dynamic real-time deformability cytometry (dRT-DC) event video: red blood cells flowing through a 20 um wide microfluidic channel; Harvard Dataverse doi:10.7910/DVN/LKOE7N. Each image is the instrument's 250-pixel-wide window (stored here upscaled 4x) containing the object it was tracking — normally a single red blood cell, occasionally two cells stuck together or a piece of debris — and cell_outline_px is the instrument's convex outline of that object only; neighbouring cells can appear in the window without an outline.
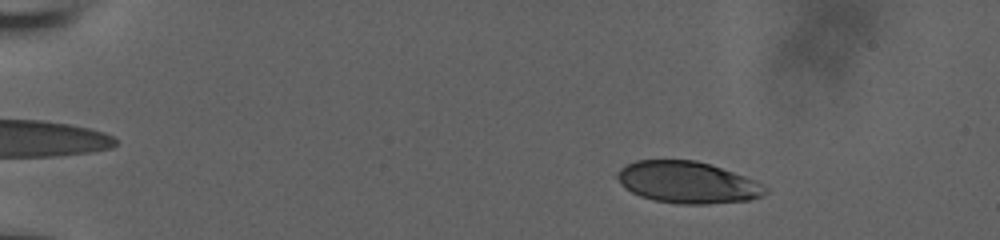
{"species": "human", "species_latin": "Homo sapiens", "temperature_condition": "room temperature", "stored_images_in_passage": 35, "camera_frame_rate_fps": 3000, "um_per_image_px": 0.085, "donor": {"sex": "male"}, "frame": {"image": 1, "passage_image": 9, "time_ms": 2.667, "image_size_px": [1000, 240], "cell_outline_px": [[768, 192], [760, 196], [748, 200], [708, 204], [676, 204], [652, 200], [640, 196], [624, 188], [620, 184], [616, 176], [616, 172], [620, 168], [636, 160], [696, 160], [744, 176], [768, 188]], "centroid_in_image_um": [58.38, 15.51], "position_along_channel_um": 26.6, "area_um2": 35.84}}
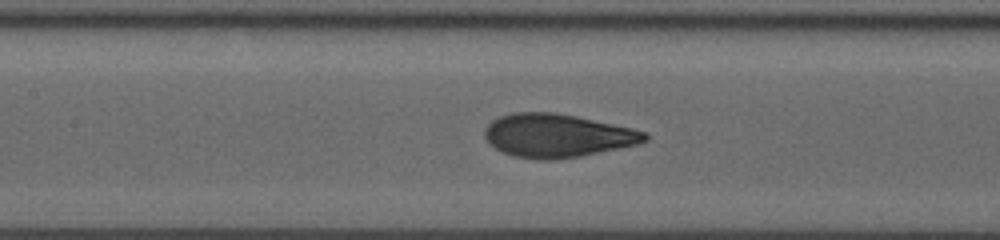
{"frame": {"image": 2, "passage_image": 24, "time_ms": 7.667, "image_size_px": [1000, 240], "cell_outline_px": [[648, 140], [640, 144], [580, 156], [556, 160], [536, 160], [512, 156], [488, 144], [484, 136], [484, 128], [492, 120], [500, 116], [512, 112], [556, 112], [576, 116], [632, 128], [648, 132]], "centroid_in_image_um": [47.36, 11.53], "position_along_channel_um": 160.0, "area_um2": 40.86}}
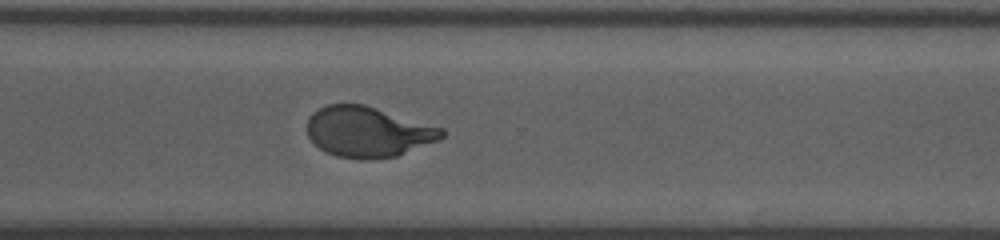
{"frame": {"image": 3, "passage_image": 35, "time_ms": 11.333, "image_size_px": [1000, 240], "cell_outline_px": [[444, 136], [440, 140], [396, 156], [336, 156], [324, 152], [308, 136], [308, 116], [312, 112], [328, 104], [364, 104], [444, 128]], "centroid_in_image_um": [31.29, 11.16], "position_along_channel_um": 339.3, "area_um2": 38.78}}